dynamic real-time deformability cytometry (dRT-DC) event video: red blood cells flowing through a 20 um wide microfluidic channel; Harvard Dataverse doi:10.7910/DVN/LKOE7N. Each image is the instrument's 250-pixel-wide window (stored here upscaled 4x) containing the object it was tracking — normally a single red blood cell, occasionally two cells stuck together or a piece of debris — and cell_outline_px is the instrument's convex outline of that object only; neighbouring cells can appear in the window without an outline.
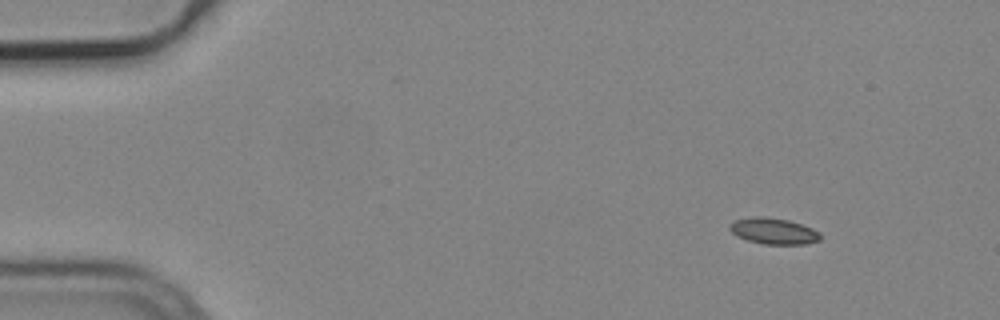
{"species": "common noctule bat (a hibernating species)", "species_latin": "Nyctalus noctula", "temperature_condition": "cold", "stored_images_in_passage": 4, "camera_frame_rate_fps": 3000, "um_per_image_px": 0.085, "animal": {"sex": "male", "body_mass_g": 19.2, "forearm_length_mm": 51.8}, "frame": {"image": 1, "passage_image": 1, "time_ms": 0.0, "image_size_px": [1000, 320], "cell_outline_px": [[820, 240], [808, 244], [764, 244], [748, 240], [732, 232], [728, 228], [728, 224], [732, 220], [752, 216], [764, 216], [788, 220], [812, 228], [820, 232]], "centroid_in_image_um": [65.73, 19.62], "position_along_channel_um": 19.3, "area_um2": 13.87}}